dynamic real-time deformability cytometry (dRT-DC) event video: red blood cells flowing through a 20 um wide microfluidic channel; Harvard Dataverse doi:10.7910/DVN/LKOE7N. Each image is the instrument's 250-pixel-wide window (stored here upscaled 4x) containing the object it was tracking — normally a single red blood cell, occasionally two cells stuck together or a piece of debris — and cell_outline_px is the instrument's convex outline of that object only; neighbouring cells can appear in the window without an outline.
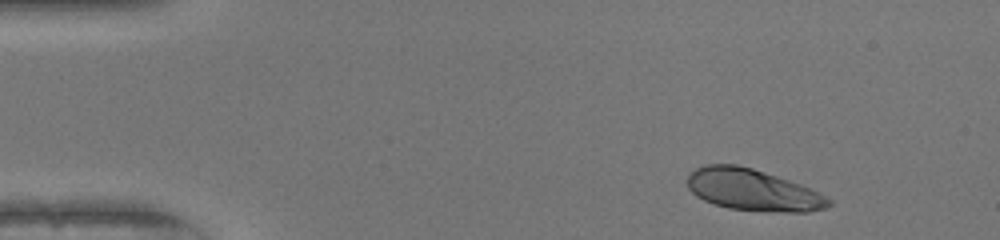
{"species": "human", "species_latin": "Homo sapiens", "temperature_condition": "warm", "stored_images_in_passage": 45, "camera_frame_rate_fps": 3000, "um_per_image_px": 0.085, "donor": {"sex": "female"}, "frame": {"image": 1, "passage_image": 1, "time_ms": 0.0, "image_size_px": [1000, 240], "cell_outline_px": [[832, 204], [824, 208], [808, 212], [776, 212], [728, 208], [704, 200], [696, 196], [688, 188], [688, 176], [696, 168], [704, 164], [736, 164], [752, 168], [812, 188], [832, 200]], "centroid_in_image_um": [64.0, 16.14], "position_along_channel_um": 21.0, "area_um2": 34.1}}
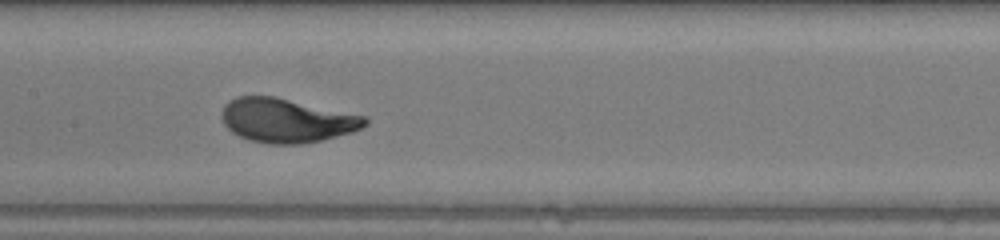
{"frame": {"image": 2, "passage_image": 20, "time_ms": 6.333, "image_size_px": [1000, 240], "cell_outline_px": [[368, 124], [352, 132], [320, 140], [300, 144], [268, 144], [248, 140], [232, 132], [224, 124], [220, 116], [220, 112], [224, 104], [236, 96], [276, 96], [368, 116]], "centroid_in_image_um": [24.35, 10.22], "position_along_channel_um": 183.0, "area_um2": 37.17}}
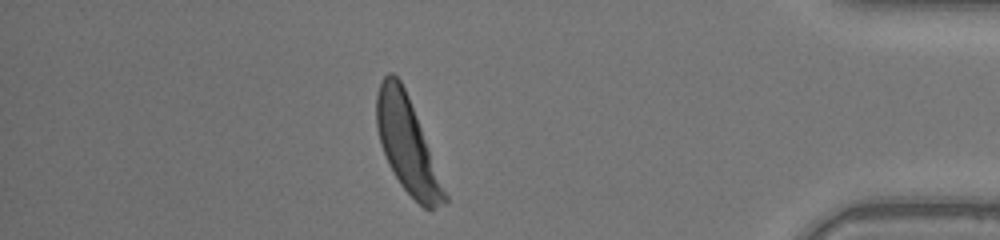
{"frame": {"image": 3, "passage_image": 39, "time_ms": 12.667, "image_size_px": [1000, 240], "cell_outline_px": [[448, 200], [444, 204], [432, 208], [424, 208], [400, 184], [388, 164], [380, 144], [376, 128], [376, 92], [380, 80], [388, 72], [392, 72], [400, 80], [408, 96], [448, 196]], "centroid_in_image_um": [34.57, 12.27], "position_along_channel_um": 400.6, "area_um2": 36.99}, "authors_computed_cell_mechanics": {"area_um2": 36.1828, "velocity_mm_per_s": 4.0781, "shape_relaxation_time_tau1_ms": 2.8604, "shape_relaxation_time_tau2_ms": null, "deformation_change_tau1": 0.202, "deformation_change_tau2": null}}